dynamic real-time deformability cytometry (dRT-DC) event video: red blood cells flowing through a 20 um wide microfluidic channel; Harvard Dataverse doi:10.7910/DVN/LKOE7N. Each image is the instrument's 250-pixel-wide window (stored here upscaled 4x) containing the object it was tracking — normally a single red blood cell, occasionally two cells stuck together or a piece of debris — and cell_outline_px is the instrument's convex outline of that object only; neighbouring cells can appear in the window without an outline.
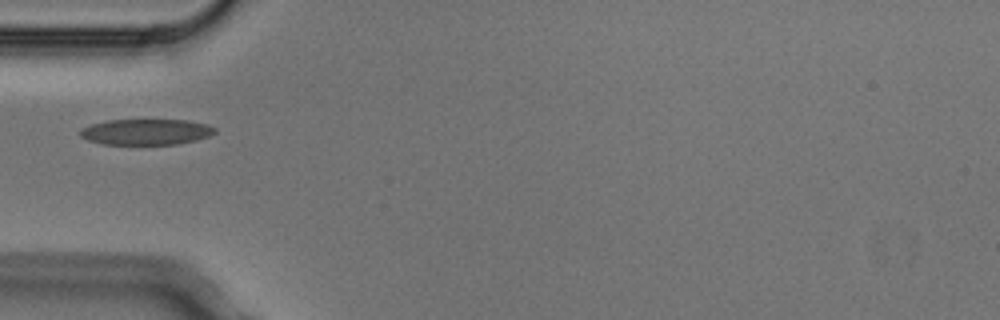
{"species": "Egyptian fruit bat (a non-hibernating species)", "species_latin": "Rousettus aegyptiacus", "temperature_condition": "cold", "stored_images_in_passage": 2, "camera_frame_rate_fps": 3000, "um_per_image_px": 0.085, "animal": {"sex": "male"}, "frame": {"image": 1, "passage_image": 1, "time_ms": 0.0, "image_size_px": [1000, 320], "cell_outline_px": [[216, 132], [208, 136], [196, 140], [176, 144], [100, 144], [88, 140], [80, 136], [80, 132], [84, 128], [92, 124], [108, 120], [188, 120], [208, 124], [216, 128]], "centroid_in_image_um": [12.45, 11.21], "position_along_channel_um": 72.6, "area_um2": 20.17}}
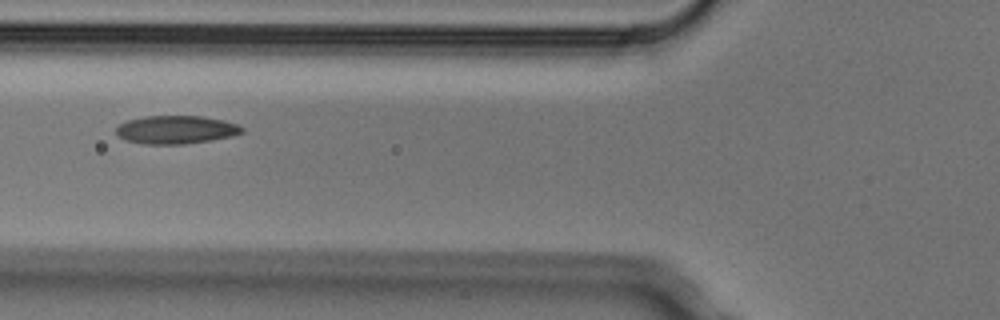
{"frame": {"image": 2, "passage_image": 2, "time_ms": 0.333, "image_size_px": [1000, 320], "cell_outline_px": [[244, 132], [232, 136], [184, 144], [144, 144], [128, 140], [120, 136], [116, 132], [116, 128], [120, 124], [128, 120], [144, 116], [200, 116], [224, 120], [240, 124], [244, 128]], "centroid_in_image_um": [15.01, 11.01], "position_along_channel_um": 110.8, "area_um2": 20.58}}